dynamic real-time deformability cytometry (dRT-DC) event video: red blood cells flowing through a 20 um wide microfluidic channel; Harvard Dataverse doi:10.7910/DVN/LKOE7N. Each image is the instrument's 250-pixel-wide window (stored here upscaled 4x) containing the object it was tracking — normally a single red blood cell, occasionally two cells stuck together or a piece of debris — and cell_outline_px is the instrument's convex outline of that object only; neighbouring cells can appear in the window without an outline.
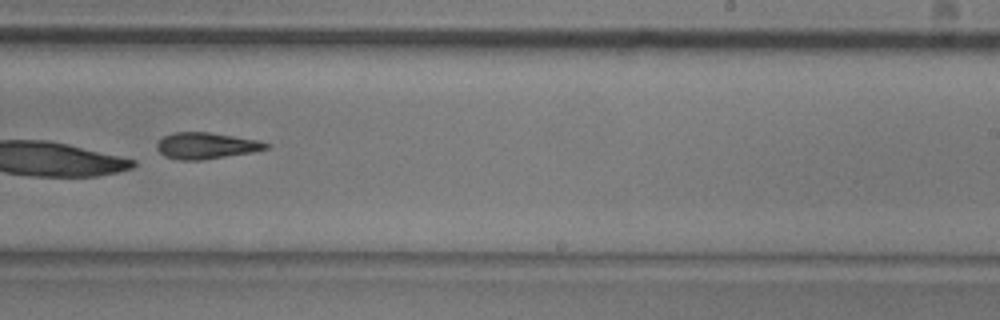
{"species": "common noctule bat (a hibernating species)", "species_latin": "Nyctalus noctula", "temperature_condition": "room temperature", "stored_images_in_passage": 9, "camera_frame_rate_fps": 3000, "um_per_image_px": 0.085, "animal": {"sex": "male", "body_mass_g": 20.5, "forearm_length_mm": 52.5}, "frame": {"image": 1, "passage_image": 9, "time_ms": 2.667, "image_size_px": [1000, 320], "cell_outline_px": [[272, 144], [268, 148], [252, 152], [200, 160], [180, 160], [164, 156], [156, 148], [156, 144], [164, 136], [172, 132], [208, 132], [260, 140]], "centroid_in_image_um": [17.53, 12.38], "position_along_channel_um": 271.5, "area_um2": 16.76}}